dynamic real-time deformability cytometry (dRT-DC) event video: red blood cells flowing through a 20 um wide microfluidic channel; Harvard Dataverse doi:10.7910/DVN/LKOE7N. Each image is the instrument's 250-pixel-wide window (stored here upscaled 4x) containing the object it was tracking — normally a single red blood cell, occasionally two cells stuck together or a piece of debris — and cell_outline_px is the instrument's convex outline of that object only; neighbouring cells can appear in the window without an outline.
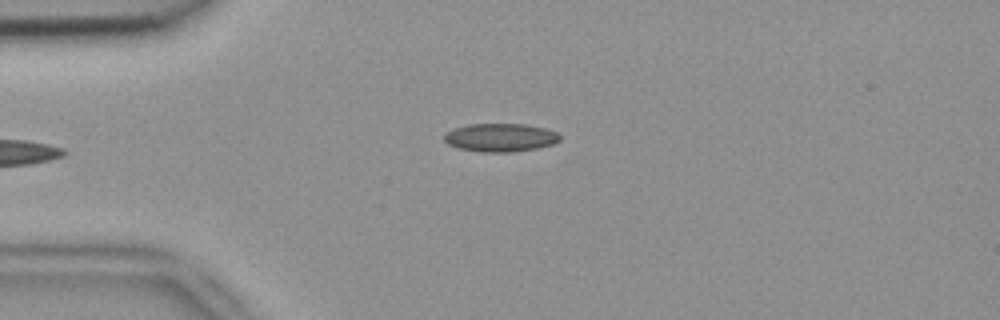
{"species": "common noctule bat (a hibernating species)", "species_latin": "Nyctalus noctula", "temperature_condition": "room temperature", "stored_images_in_passage": 5, "camera_frame_rate_fps": 3000, "um_per_image_px": 0.085, "animal": {"sex": "female", "body_mass_g": 18.4}, "frame": {"image": 1, "passage_image": 5, "time_ms": 1.333, "image_size_px": [1000, 320], "cell_outline_px": [[560, 140], [556, 144], [536, 148], [512, 152], [480, 152], [460, 148], [448, 144], [444, 140], [444, 136], [452, 128], [468, 124], [524, 124], [544, 128], [556, 132], [560, 136]], "centroid_in_image_um": [42.54, 11.69], "position_along_channel_um": 42.5, "area_um2": 19.07}}